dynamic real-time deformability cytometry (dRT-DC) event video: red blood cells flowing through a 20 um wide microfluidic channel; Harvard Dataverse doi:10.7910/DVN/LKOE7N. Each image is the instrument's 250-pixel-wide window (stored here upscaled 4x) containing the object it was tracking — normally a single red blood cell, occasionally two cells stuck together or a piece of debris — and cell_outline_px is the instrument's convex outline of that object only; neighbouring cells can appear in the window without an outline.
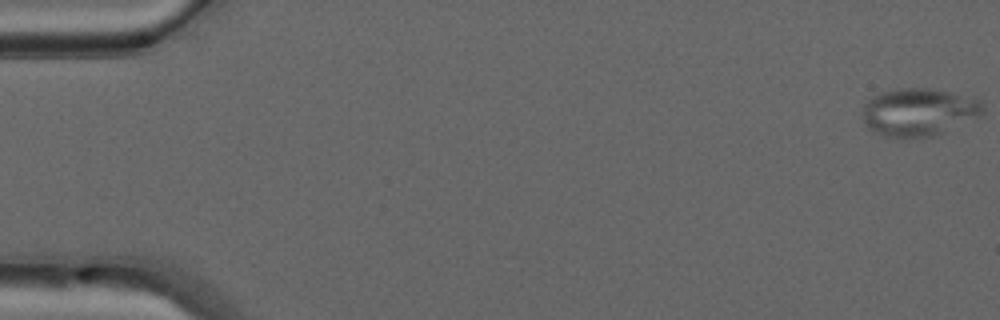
{"species": "common noctule bat (a hibernating species)", "species_latin": "Nyctalus noctula", "temperature_condition": "warm", "stored_images_in_passage": 50, "camera_frame_rate_fps": 3000, "um_per_image_px": 0.085, "animal": {"sex": "male", "forearm_length_mm": 52.5}, "frame": {"image": 1, "passage_image": 1, "time_ms": 0.0, "image_size_px": [1000, 320], "cell_outline_px": [[984, 112], [936, 136], [900, 140], [884, 136], [872, 132], [864, 124], [860, 116], [864, 104], [872, 96], [884, 92], [900, 88], [928, 88], [948, 92], [980, 100], [984, 104]], "centroid_in_image_um": [78.0, 9.57], "position_along_channel_um": 7.0, "area_um2": 33.87}}
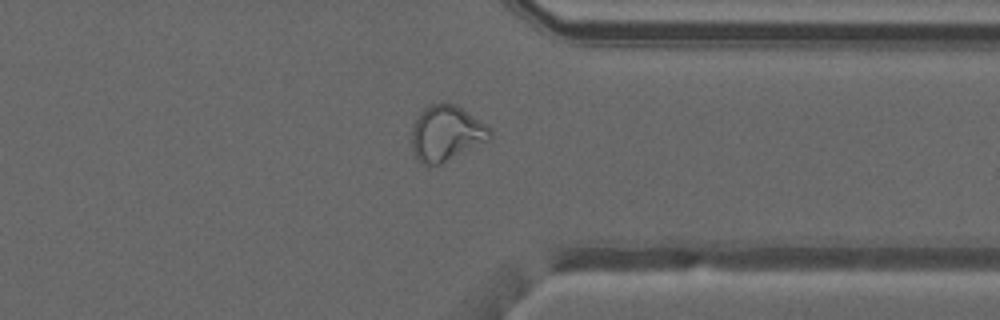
{"frame": {"image": 2, "passage_image": 39, "time_ms": 12.667, "image_size_px": [1000, 320], "cell_outline_px": [[492, 140], [440, 164], [424, 164], [416, 160], [412, 148], [412, 128], [420, 112], [428, 104], [456, 104], [488, 124], [492, 128]], "centroid_in_image_um": [37.99, 11.33], "position_along_channel_um": 373.4, "area_um2": 25.66}}
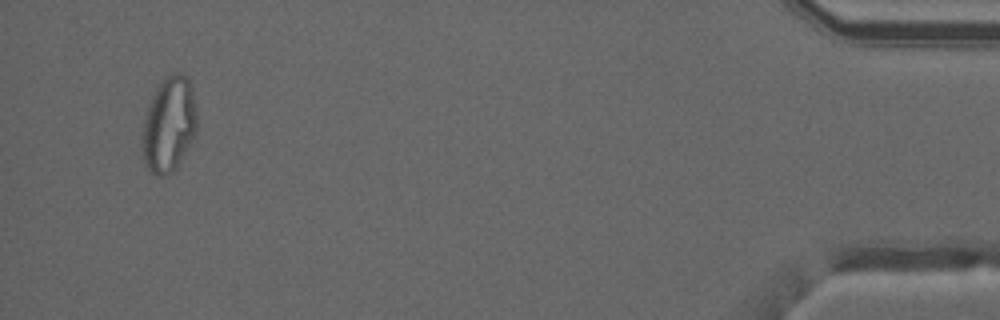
{"frame": {"image": 3, "passage_image": 48, "time_ms": 15.667, "image_size_px": [1000, 320], "cell_outline_px": [[196, 132], [176, 168], [172, 172], [160, 176], [152, 172], [144, 164], [140, 136], [144, 116], [152, 96], [160, 80], [164, 76], [176, 72], [188, 76], [192, 88], [196, 116]], "centroid_in_image_um": [14.32, 10.55], "position_along_channel_um": 420.9, "area_um2": 30.52}, "authors_computed_cell_mechanics": {"area_um2": 28.3509, "velocity_mm_per_s": 4.1342, "shape_relaxation_time_tau1_ms": null, "shape_relaxation_time_tau2_ms": 0.8482, "deformation_change_tau1": null, "deformation_change_tau2": 0.0713}}